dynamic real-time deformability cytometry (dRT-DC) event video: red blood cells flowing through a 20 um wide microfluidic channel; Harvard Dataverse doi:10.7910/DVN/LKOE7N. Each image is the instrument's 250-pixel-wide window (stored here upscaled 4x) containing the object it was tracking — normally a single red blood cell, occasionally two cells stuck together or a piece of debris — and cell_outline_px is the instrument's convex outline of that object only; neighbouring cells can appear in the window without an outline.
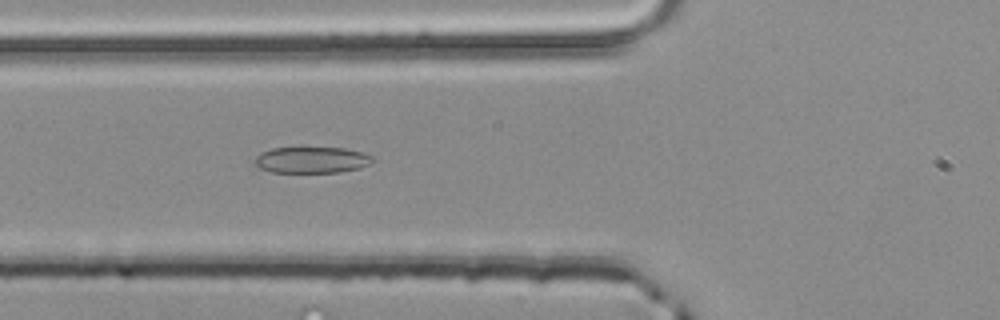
{"species": "common noctule bat (a hibernating species)", "species_latin": "Nyctalus noctula", "temperature_condition": "room temperature", "stored_images_in_passage": 40, "camera_frame_rate_fps": 3000, "um_per_image_px": 0.085, "animal": {"sex": "male", "body_mass_g": 20.4}, "frame": {"image": 1, "passage_image": 9, "time_ms": 2.667, "image_size_px": [1000, 320], "cell_outline_px": [[372, 160], [368, 164], [360, 168], [340, 172], [272, 172], [260, 168], [256, 164], [256, 156], [272, 148], [344, 148], [364, 152], [372, 156]], "centroid_in_image_um": [26.53, 13.59], "position_along_channel_um": 99.3, "area_um2": 17.74}}
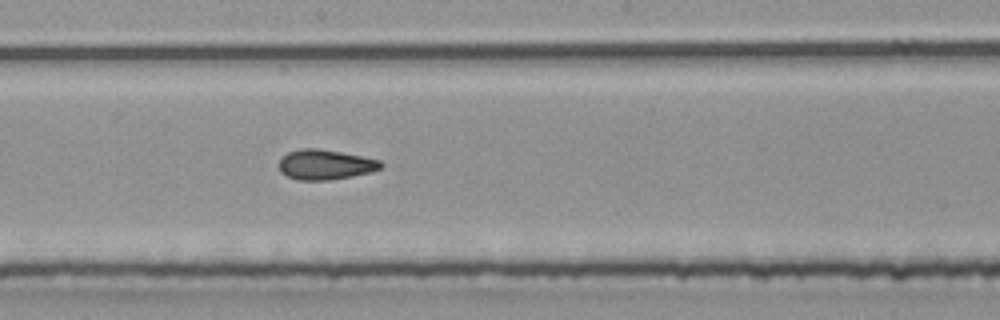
{"frame": {"image": 2, "passage_image": 18, "time_ms": 5.667, "image_size_px": [1000, 320], "cell_outline_px": [[384, 164], [380, 168], [372, 172], [352, 176], [328, 180], [296, 180], [280, 172], [276, 164], [280, 156], [288, 152], [300, 148], [316, 148], [340, 152], [380, 160]], "centroid_in_image_um": [27.58, 13.99], "position_along_channel_um": 220.6, "area_um2": 18.03}}
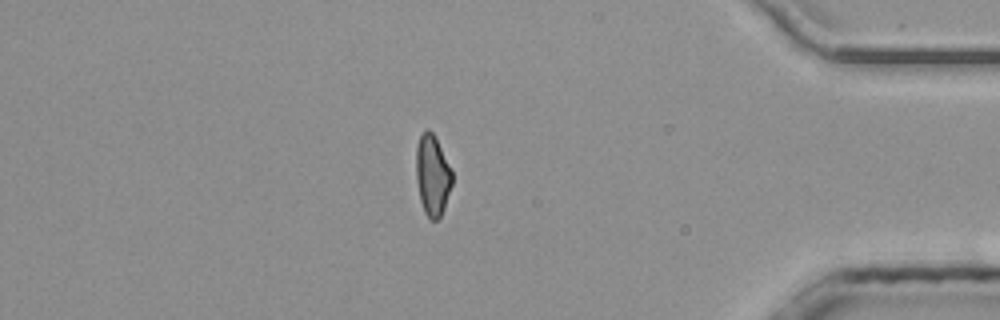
{"frame": {"image": 3, "passage_image": 34, "time_ms": 11.0, "image_size_px": [1000, 320], "cell_outline_px": [[452, 184], [444, 208], [440, 216], [436, 220], [432, 220], [424, 212], [420, 200], [416, 180], [416, 144], [424, 128], [428, 128], [432, 132], [452, 172]], "centroid_in_image_um": [36.73, 14.89], "position_along_channel_um": 398.5, "area_um2": 16.76}, "authors_computed_cell_mechanics": {"area_um2": 17.629, "velocity_mm_per_s": 4.0237, "shape_relaxation_time_tau1_ms": 4.4429, "shape_relaxation_time_tau2_ms": 1.4068, "deformation_change_tau1": 0.1253, "deformation_change_tau2": 0.0794}}